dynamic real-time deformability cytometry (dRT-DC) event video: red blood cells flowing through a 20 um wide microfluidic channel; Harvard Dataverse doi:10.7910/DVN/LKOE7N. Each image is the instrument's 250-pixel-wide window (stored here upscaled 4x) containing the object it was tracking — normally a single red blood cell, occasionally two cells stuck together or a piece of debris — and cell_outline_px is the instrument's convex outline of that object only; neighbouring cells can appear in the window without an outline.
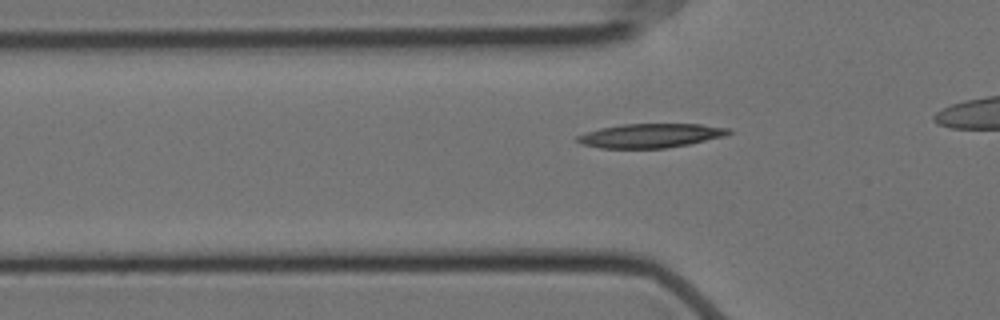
{"species": "Egyptian fruit bat (a non-hibernating species)", "species_latin": "Rousettus aegyptiacus", "temperature_condition": "cold", "stored_images_in_passage": 4, "camera_frame_rate_fps": 3000, "um_per_image_px": 0.085, "animal": {"sex": "female"}, "frame": {"image": 1, "passage_image": 3, "time_ms": 0.667, "image_size_px": [1000, 320], "cell_outline_px": [[732, 132], [724, 136], [688, 144], [664, 148], [600, 148], [584, 144], [576, 140], [576, 136], [584, 132], [600, 128], [624, 124], [700, 124], [728, 128]], "centroid_in_image_um": [55.27, 11.52], "position_along_channel_um": 70.5, "area_um2": 21.04}}